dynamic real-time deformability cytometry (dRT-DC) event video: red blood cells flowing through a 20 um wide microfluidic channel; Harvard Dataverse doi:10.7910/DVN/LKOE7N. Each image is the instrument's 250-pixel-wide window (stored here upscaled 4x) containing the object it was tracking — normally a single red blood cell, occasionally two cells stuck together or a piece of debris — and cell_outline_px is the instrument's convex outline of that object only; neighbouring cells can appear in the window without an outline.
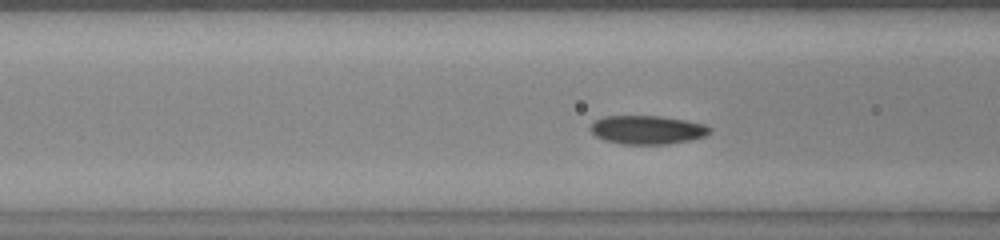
{"species": "common noctule bat (a hibernating species)", "species_latin": "Nyctalus noctula", "temperature_condition": "warm", "stored_images_in_passage": 42, "segment_of_instrument_passage": [1, 2], "camera_frame_rate_fps": 3000, "um_per_image_px": 0.085, "animal": {"sex": "female", "body_mass_g": 23.0, "forearm_length_mm": 53.4}, "frame": {"image": 1, "passage_image": 8, "time_ms": 2.333, "image_size_px": [1000, 240], "cell_outline_px": [[712, 132], [704, 136], [692, 140], [668, 144], [620, 144], [604, 140], [596, 136], [588, 128], [596, 120], [604, 116], [660, 116], [684, 120], [704, 124], [712, 128]], "centroid_in_image_um": [55.03, 11.04], "position_along_channel_um": 111.6, "area_um2": 20.0}}
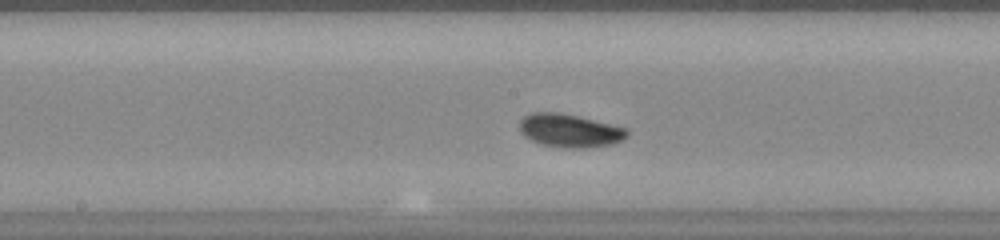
{"frame": {"image": 2, "passage_image": 15, "time_ms": 4.667, "image_size_px": [1000, 240], "cell_outline_px": [[628, 136], [612, 144], [588, 148], [568, 148], [544, 144], [532, 140], [524, 136], [520, 132], [520, 120], [524, 116], [532, 112], [560, 112], [628, 128]], "centroid_in_image_um": [48.43, 11.09], "position_along_channel_um": 199.8, "area_um2": 20.75}}
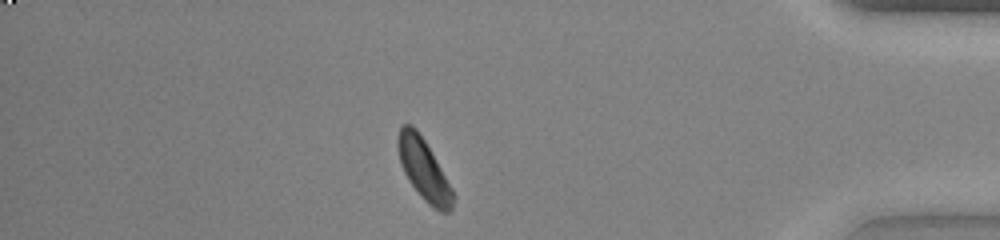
{"frame": {"image": 3, "passage_image": 34, "time_ms": 11.0, "image_size_px": [1000, 240], "cell_outline_px": [[456, 196], [452, 208], [448, 212], [440, 212], [432, 208], [420, 196], [408, 180], [404, 172], [400, 160], [396, 144], [396, 140], [400, 124], [412, 124], [416, 128], [424, 140], [452, 188]], "centroid_in_image_um": [36.01, 14.42], "position_along_channel_um": 399.2, "area_um2": 19.71}}